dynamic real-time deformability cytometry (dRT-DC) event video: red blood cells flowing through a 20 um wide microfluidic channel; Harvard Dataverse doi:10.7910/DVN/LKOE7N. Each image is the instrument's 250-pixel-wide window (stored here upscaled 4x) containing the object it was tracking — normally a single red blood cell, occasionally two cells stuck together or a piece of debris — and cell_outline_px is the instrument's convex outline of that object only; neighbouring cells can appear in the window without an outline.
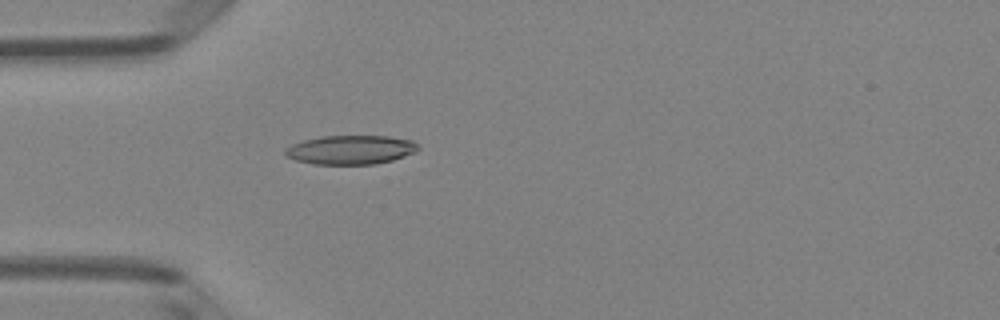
{"species": "Egyptian fruit bat (a non-hibernating species)", "species_latin": "Rousettus aegyptiacus", "temperature_condition": "room temperature", "stored_images_in_passage": 50, "camera_frame_rate_fps": 3000, "um_per_image_px": 0.085, "animal": {"sex": "female"}, "frame": {"image": 1, "passage_image": 15, "time_ms": 4.667, "image_size_px": [1000, 320], "cell_outline_px": [[420, 148], [416, 152], [392, 160], [376, 164], [312, 164], [296, 160], [284, 156], [284, 148], [292, 144], [304, 140], [320, 136], [388, 136], [412, 140]], "centroid_in_image_um": [29.78, 12.73], "position_along_channel_um": 55.2, "area_um2": 22.6}}
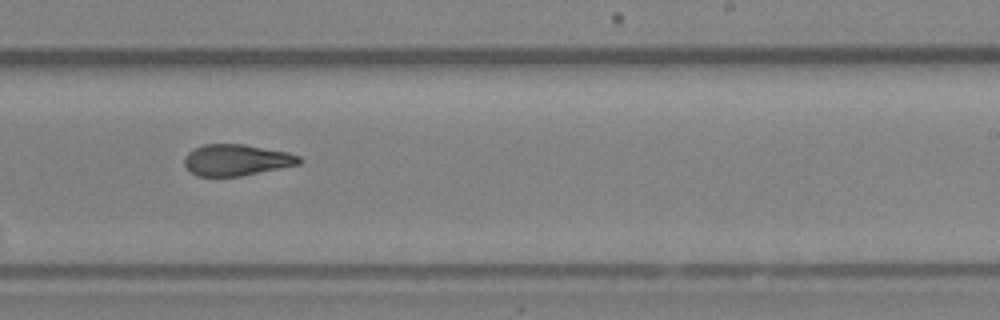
{"frame": {"image": 2, "passage_image": 31, "time_ms": 10.0, "image_size_px": [1000, 320], "cell_outline_px": [[300, 164], [240, 176], [196, 176], [184, 164], [184, 156], [188, 152], [204, 144], [244, 144], [288, 152], [300, 156]], "centroid_in_image_um": [20.09, 13.59], "position_along_channel_um": 268.9, "area_um2": 20.81}}
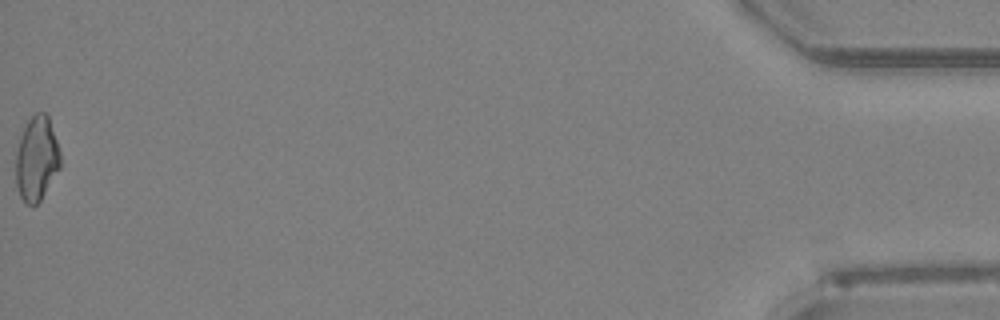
{"frame": {"image": 3, "passage_image": 50, "time_ms": 16.333, "image_size_px": [1000, 320], "cell_outline_px": [[60, 168], [40, 200], [36, 204], [28, 204], [20, 196], [16, 184], [16, 148], [20, 136], [28, 120], [36, 112], [44, 112], [48, 116], [60, 152]], "centroid_in_image_um": [3.1, 13.47], "position_along_channel_um": 432.1, "area_um2": 21.68}, "authors_computed_cell_mechanics": {"area_um2": 21.7039, "velocity_mm_per_s": 4.1342, "shape_relaxation_time_tau1_ms": null, "shape_relaxation_time_tau2_ms": 3.088, "deformation_change_tau1": null, "deformation_change_tau2": 0.116}}